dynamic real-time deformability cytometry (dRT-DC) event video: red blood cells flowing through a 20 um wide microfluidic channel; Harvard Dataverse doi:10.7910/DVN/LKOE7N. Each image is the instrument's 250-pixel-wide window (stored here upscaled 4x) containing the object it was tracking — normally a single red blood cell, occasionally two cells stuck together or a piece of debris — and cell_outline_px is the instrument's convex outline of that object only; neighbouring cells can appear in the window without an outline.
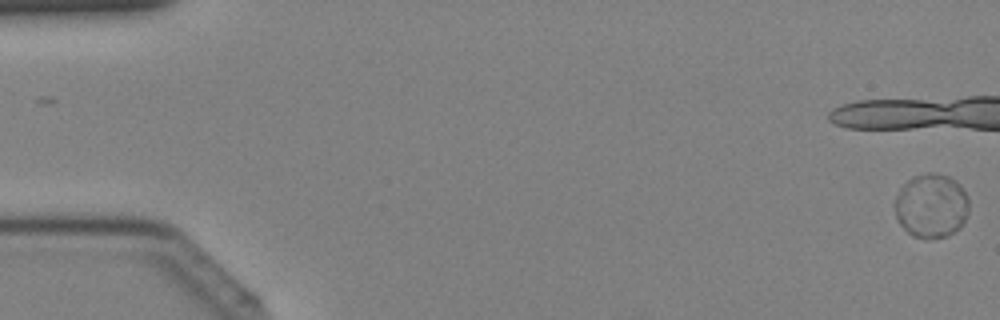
{"species": "Egyptian fruit bat (a non-hibernating species)", "species_latin": "Rousettus aegyptiacus", "temperature_condition": "cold", "stored_images_in_passage": 32, "camera_frame_rate_fps": 3000, "um_per_image_px": 0.085, "animal": {"sex": "female"}, "frame": {"image": 1, "passage_image": 1, "time_ms": 0.0, "image_size_px": [1000, 320], "cell_outline_px": [[968, 212], [960, 228], [948, 236], [924, 240], [912, 236], [896, 220], [892, 204], [900, 188], [912, 176], [928, 172], [932, 172], [948, 176], [956, 180], [960, 184], [968, 196]], "centroid_in_image_um": [79.13, 17.5], "position_along_channel_um": 5.9, "area_um2": 28.38}}